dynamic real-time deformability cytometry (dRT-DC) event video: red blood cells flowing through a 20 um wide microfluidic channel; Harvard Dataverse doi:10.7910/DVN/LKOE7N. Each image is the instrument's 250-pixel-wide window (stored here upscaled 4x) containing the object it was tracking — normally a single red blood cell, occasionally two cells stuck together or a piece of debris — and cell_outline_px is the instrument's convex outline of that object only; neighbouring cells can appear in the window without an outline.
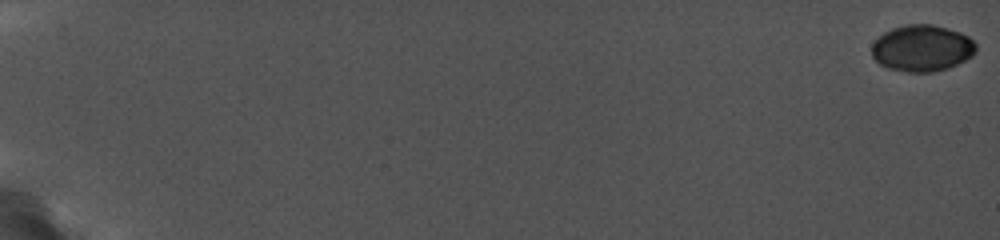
{"species": "common noctule bat (a hibernating species)", "species_latin": "Nyctalus noctula", "temperature_condition": "cold", "stored_images_in_passage": 19, "camera_frame_rate_fps": 5000, "um_per_image_px": 0.085, "animal": {"sex": "female", "body_mass_g": 19.0, "forearm_length_mm": 56.7}, "frame": {"image": 1, "passage_image": 1, "time_ms": 0.0, "image_size_px": [1000, 240], "cell_outline_px": [[976, 52], [972, 56], [948, 68], [932, 72], [908, 72], [888, 68], [880, 64], [872, 56], [872, 44], [884, 32], [892, 28], [908, 24], [932, 24], [960, 32], [968, 36], [976, 44]], "centroid_in_image_um": [78.37, 4.09], "position_along_channel_um": 6.6, "area_um2": 28.15}}
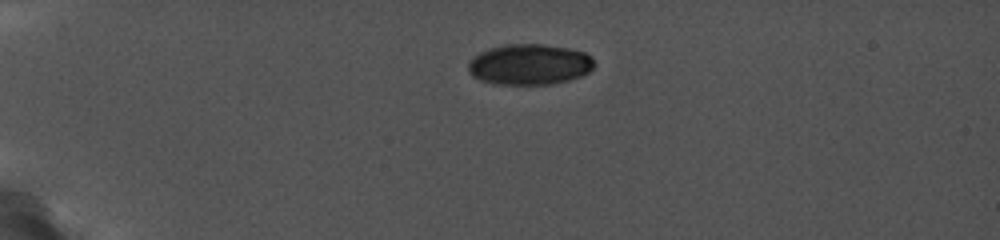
{"frame": {"image": 2, "passage_image": 13, "time_ms": 5.2, "image_size_px": [1000, 240], "cell_outline_px": [[596, 64], [588, 72], [580, 76], [568, 80], [552, 84], [492, 84], [480, 80], [472, 76], [468, 72], [468, 64], [480, 52], [492, 48], [508, 44], [544, 44], [568, 48], [584, 52], [592, 56]], "centroid_in_image_um": [45.03, 5.48], "position_along_channel_um": 40.0, "area_um2": 29.88}}